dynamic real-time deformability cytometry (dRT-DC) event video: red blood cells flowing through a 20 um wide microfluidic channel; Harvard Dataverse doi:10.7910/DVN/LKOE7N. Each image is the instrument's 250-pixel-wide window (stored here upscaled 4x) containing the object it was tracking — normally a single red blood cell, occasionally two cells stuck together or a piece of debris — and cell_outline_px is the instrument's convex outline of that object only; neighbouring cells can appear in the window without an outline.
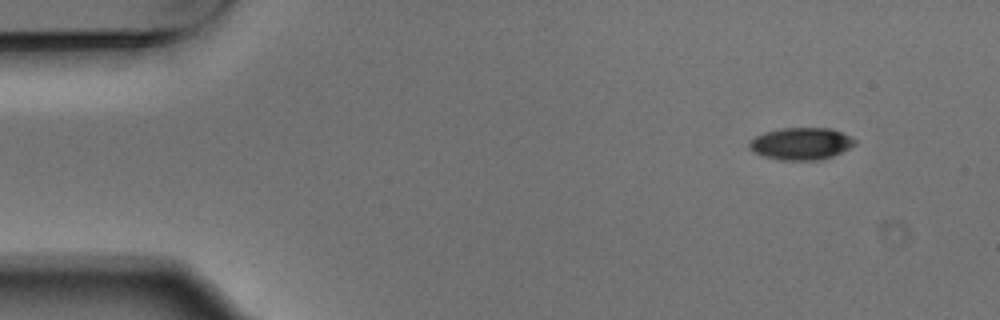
{"species": "Egyptian fruit bat (a non-hibernating species)", "species_latin": "Rousettus aegyptiacus", "temperature_condition": "warm", "stored_images_in_passage": 4, "camera_frame_rate_fps": 3000, "um_per_image_px": 0.085, "animal": {"sex": "male"}, "frame": {"image": 1, "passage_image": 1, "time_ms": 0.0, "image_size_px": [1000, 320], "cell_outline_px": [[856, 144], [832, 156], [816, 160], [780, 160], [764, 156], [748, 148], [748, 144], [756, 136], [764, 132], [784, 128], [832, 128], [856, 140]], "centroid_in_image_um": [68.08, 12.21], "position_along_channel_um": 16.9, "area_um2": 19.48}}
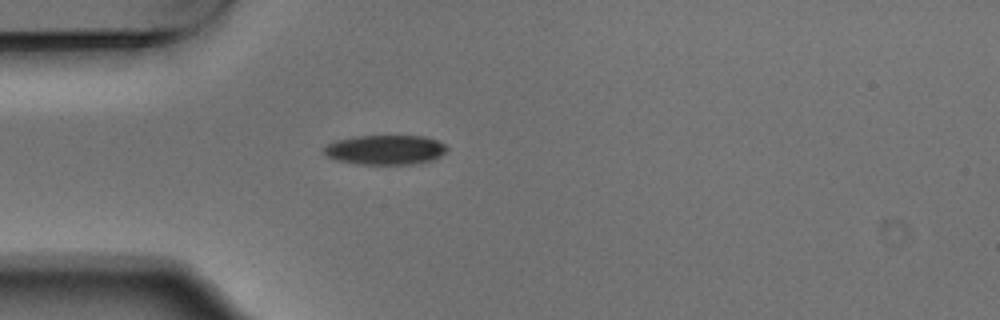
{"frame": {"image": 2, "passage_image": 4, "time_ms": 1.0, "image_size_px": [1000, 320], "cell_outline_px": [[448, 148], [440, 156], [432, 160], [412, 164], [356, 164], [336, 160], [324, 156], [324, 148], [328, 144], [336, 140], [360, 136], [424, 136], [436, 140], [444, 144]], "centroid_in_image_um": [32.73, 12.74], "position_along_channel_um": 52.3, "area_um2": 21.15}}